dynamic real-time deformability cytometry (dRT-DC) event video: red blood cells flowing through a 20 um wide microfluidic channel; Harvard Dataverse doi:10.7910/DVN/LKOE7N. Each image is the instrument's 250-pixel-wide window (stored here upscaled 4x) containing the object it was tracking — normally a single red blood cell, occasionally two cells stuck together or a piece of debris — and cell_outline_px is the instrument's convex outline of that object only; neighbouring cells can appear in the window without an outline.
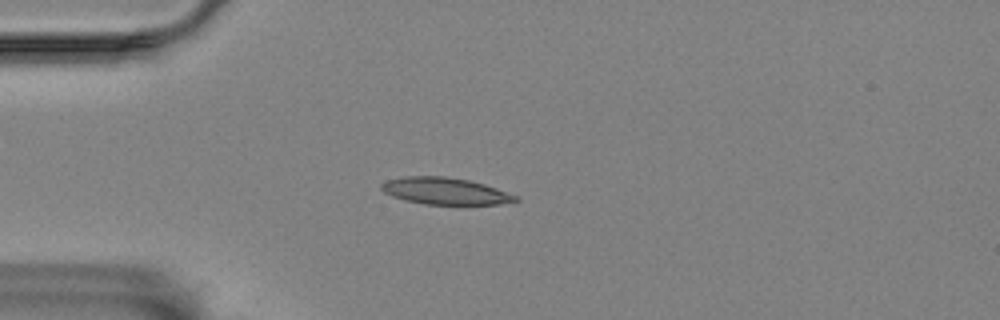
{"species": "Egyptian fruit bat (a non-hibernating species)", "species_latin": "Rousettus aegyptiacus", "temperature_condition": "room temperature", "stored_images_in_passage": 53, "camera_frame_rate_fps": 3000, "um_per_image_px": 0.085, "animal": {"sex": "female"}, "frame": {"image": 1, "passage_image": 11, "time_ms": 3.333, "image_size_px": [1000, 320], "cell_outline_px": [[520, 200], [500, 204], [424, 204], [404, 200], [392, 196], [384, 192], [380, 188], [380, 184], [388, 180], [404, 176], [444, 176], [468, 180], [484, 184], [496, 188], [516, 196]], "centroid_in_image_um": [37.79, 16.24], "position_along_channel_um": 47.2, "area_um2": 20.81}}
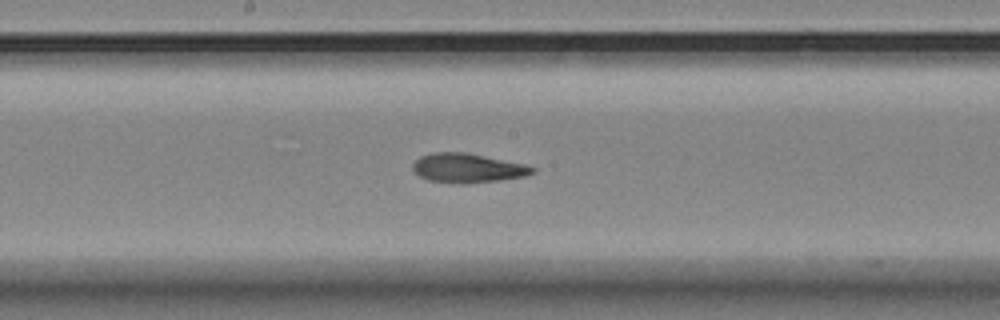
{"frame": {"image": 2, "passage_image": 26, "time_ms": 8.333, "image_size_px": [1000, 320], "cell_outline_px": [[536, 172], [524, 176], [496, 180], [460, 184], [428, 180], [420, 176], [412, 168], [412, 164], [420, 156], [432, 152], [464, 152], [524, 164], [536, 168]], "centroid_in_image_um": [39.72, 14.28], "position_along_channel_um": 208.5, "area_um2": 20.11}}
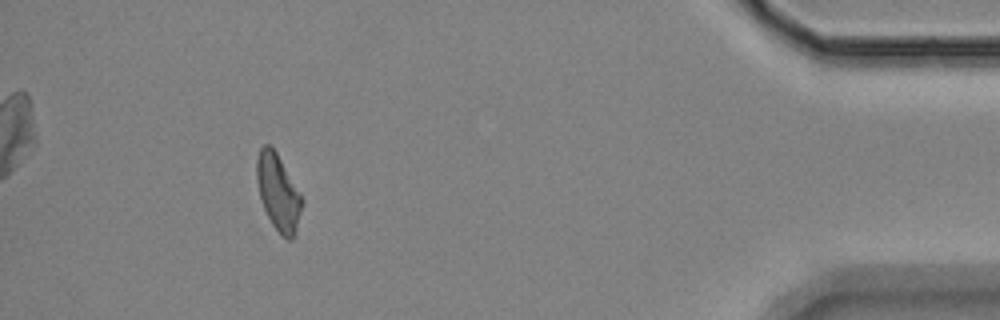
{"frame": {"image": 3, "passage_image": 48, "time_ms": 15.667, "image_size_px": [1000, 320], "cell_outline_px": [[304, 204], [292, 240], [288, 240], [280, 236], [272, 224], [260, 200], [256, 180], [256, 160], [260, 148], [264, 144], [268, 144], [276, 152], [300, 192], [304, 200]], "centroid_in_image_um": [23.64, 16.37], "position_along_channel_um": 411.6, "area_um2": 20.23}, "authors_computed_cell_mechanics": {"area_um2": 20.3456, "velocity_mm_per_s": 3.5234, "shape_relaxation_time_tau1_ms": 7.6291, "shape_relaxation_time_tau2_ms": 2.7663, "deformation_change_tau1": 0.207, "deformation_change_tau2": 0.1075}}